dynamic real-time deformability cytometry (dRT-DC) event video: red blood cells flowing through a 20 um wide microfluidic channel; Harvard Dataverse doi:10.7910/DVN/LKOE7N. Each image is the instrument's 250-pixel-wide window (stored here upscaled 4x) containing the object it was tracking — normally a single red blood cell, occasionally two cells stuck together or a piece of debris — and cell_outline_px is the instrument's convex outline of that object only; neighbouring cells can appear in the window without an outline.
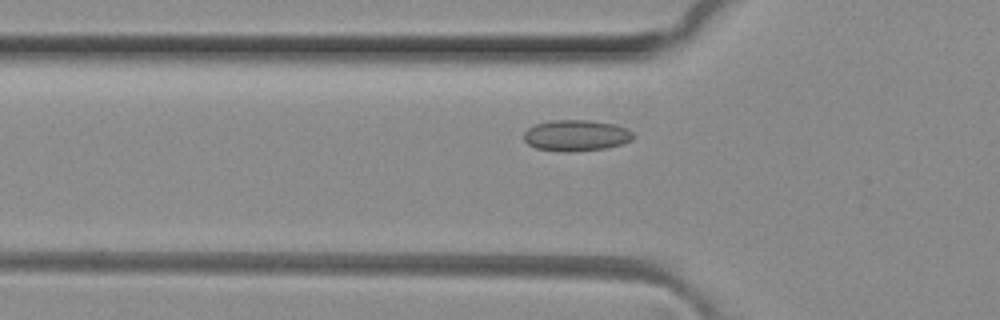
{"species": "common noctule bat (a hibernating species)", "species_latin": "Nyctalus noctula", "temperature_condition": "room temperature", "stored_images_in_passage": 51, "camera_frame_rate_fps": 3000, "um_per_image_px": 0.085, "animal": {"sex": "female", "body_mass_g": 29.2, "forearm_length_mm": 56.3}, "frame": {"image": 1, "passage_image": 17, "time_ms": 5.333, "image_size_px": [1000, 320], "cell_outline_px": [[636, 136], [632, 140], [620, 144], [604, 148], [572, 152], [564, 152], [536, 148], [528, 144], [524, 140], [524, 132], [528, 128], [536, 124], [548, 120], [592, 120], [612, 124], [628, 128]], "centroid_in_image_um": [48.97, 11.51], "position_along_channel_um": 76.8, "area_um2": 19.94}}
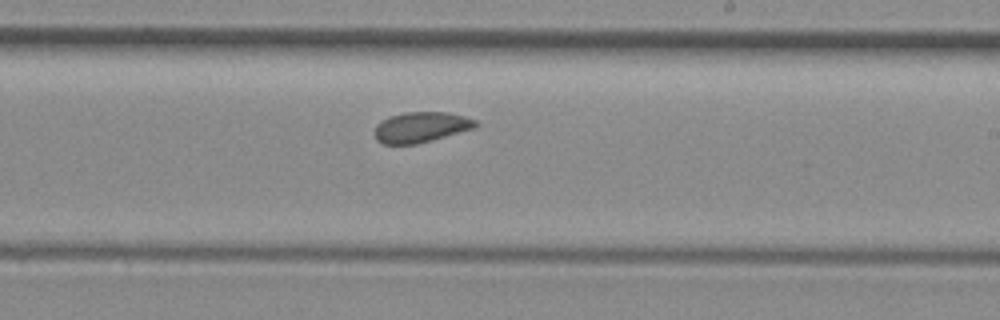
{"frame": {"image": 2, "passage_image": 30, "time_ms": 9.667, "image_size_px": [1000, 320], "cell_outline_px": [[480, 124], [476, 128], [432, 140], [416, 144], [380, 144], [376, 140], [376, 124], [380, 120], [388, 116], [404, 112], [448, 112], [464, 116], [476, 120]], "centroid_in_image_um": [35.79, 10.8], "position_along_channel_um": 253.2, "area_um2": 18.15}}
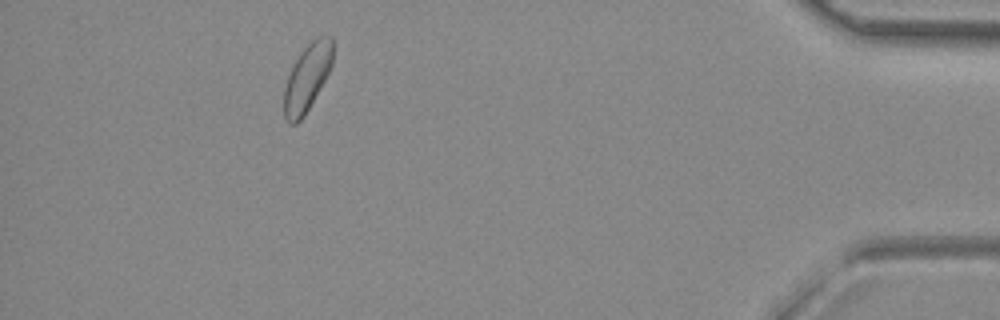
{"frame": {"image": 3, "passage_image": 46, "time_ms": 15.0, "image_size_px": [1000, 320], "cell_outline_px": [[332, 64], [324, 80], [304, 116], [296, 124], [288, 124], [284, 116], [284, 88], [292, 64], [300, 52], [316, 36], [332, 36]], "centroid_in_image_um": [26.08, 6.6], "position_along_channel_um": 409.1, "area_um2": 18.9}, "authors_computed_cell_mechanics": {"area_um2": 18.9006, "velocity_mm_per_s": 4.0803, "shape_relaxation_time_tau1_ms": null, "shape_relaxation_time_tau2_ms": 5.4492, "deformation_change_tau1": null, "deformation_change_tau2": 0.0847}}